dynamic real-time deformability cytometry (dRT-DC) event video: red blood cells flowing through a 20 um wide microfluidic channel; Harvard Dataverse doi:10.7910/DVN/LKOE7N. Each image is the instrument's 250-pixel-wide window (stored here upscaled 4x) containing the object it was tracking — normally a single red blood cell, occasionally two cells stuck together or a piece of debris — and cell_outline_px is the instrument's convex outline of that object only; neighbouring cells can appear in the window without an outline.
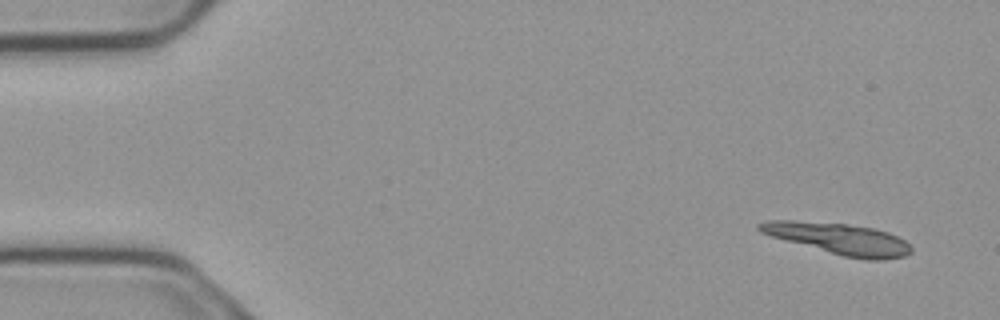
{"species": "common noctule bat (a hibernating species)", "species_latin": "Nyctalus noctula", "temperature_condition": "cold", "stored_images_in_passage": 5, "camera_frame_rate_fps": 3000, "um_per_image_px": 0.085, "animal": {"sex": "male", "body_mass_g": 23.1, "forearm_length_mm": 52.7}, "frame": {"image": 1, "passage_image": 1, "time_ms": 0.0, "image_size_px": [1000, 320], "cell_outline_px": [[912, 252], [904, 256], [880, 260], [864, 260], [844, 256], [772, 236], [760, 232], [756, 228], [756, 224], [768, 220], [792, 220], [844, 224], [872, 228], [888, 232], [904, 240], [912, 248]], "centroid_in_image_um": [71.31, 20.29], "position_along_channel_um": 13.7, "area_um2": 27.17}}
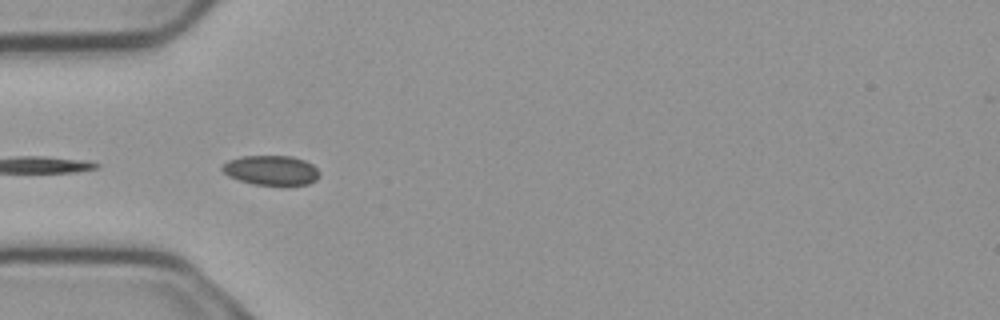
{"frame": {"image": 2, "passage_image": 5, "time_ms": 1.333, "image_size_px": [1000, 320], "cell_outline_px": [[320, 176], [316, 180], [308, 184], [284, 188], [252, 184], [228, 176], [220, 168], [220, 164], [228, 160], [240, 156], [292, 156], [304, 160], [312, 164], [320, 172]], "centroid_in_image_um": [23.06, 14.51], "position_along_channel_um": 61.9, "area_um2": 17.63}}